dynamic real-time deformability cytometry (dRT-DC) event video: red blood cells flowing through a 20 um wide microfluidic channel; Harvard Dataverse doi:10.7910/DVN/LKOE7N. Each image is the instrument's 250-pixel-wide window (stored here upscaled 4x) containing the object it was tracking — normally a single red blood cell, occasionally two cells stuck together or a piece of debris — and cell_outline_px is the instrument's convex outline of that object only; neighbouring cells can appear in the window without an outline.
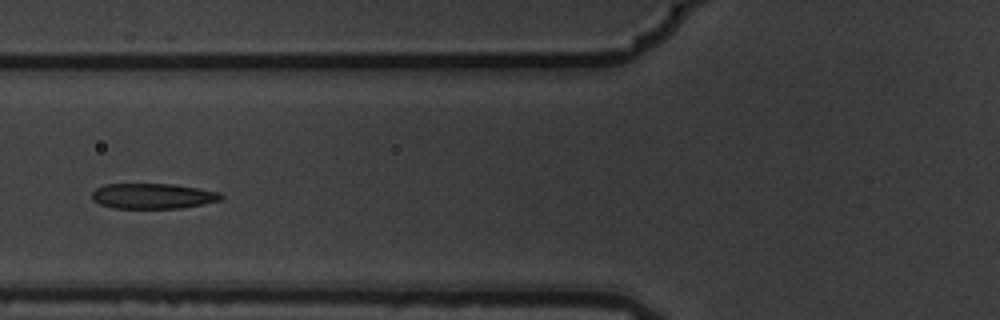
{"species": "common noctule bat (a hibernating species)", "species_latin": "Nyctalus noctula", "temperature_condition": "warm", "stored_images_in_passage": 7, "camera_frame_rate_fps": 3000, "um_per_image_px": 0.085, "animal": {"sex": "male", "body_mass_g": 19.5, "forearm_length_mm": 54.6}, "frame": {"image": 1, "passage_image": 7, "time_ms": 2.0, "image_size_px": [1000, 320], "cell_outline_px": [[224, 196], [220, 200], [180, 208], [112, 208], [100, 204], [92, 200], [92, 192], [96, 188], [104, 184], [172, 184], [200, 188], [220, 192]], "centroid_in_image_um": [12.97, 16.66], "position_along_channel_um": 112.8, "area_um2": 19.07}}